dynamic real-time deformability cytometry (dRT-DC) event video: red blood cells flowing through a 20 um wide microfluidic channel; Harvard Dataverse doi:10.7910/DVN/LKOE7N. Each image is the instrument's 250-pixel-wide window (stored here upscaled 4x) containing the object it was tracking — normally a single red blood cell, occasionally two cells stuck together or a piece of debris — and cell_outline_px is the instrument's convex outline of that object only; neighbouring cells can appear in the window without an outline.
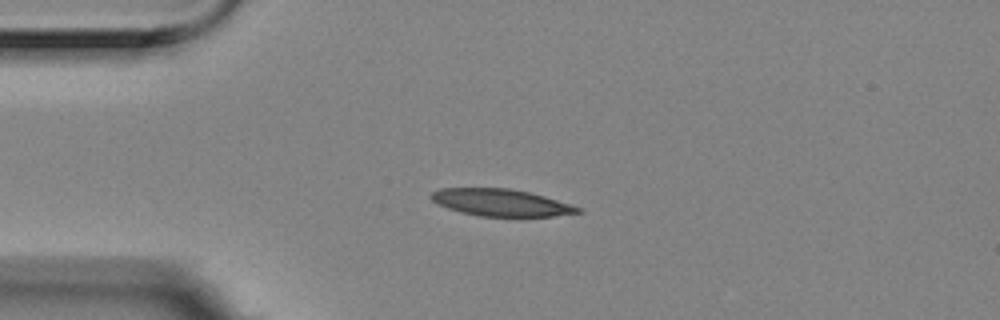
{"species": "Egyptian fruit bat (a non-hibernating species)", "species_latin": "Rousettus aegyptiacus", "temperature_condition": "room temperature", "stored_images_in_passage": 4, "camera_frame_rate_fps": 3000, "um_per_image_px": 0.085, "animal": {"sex": "female"}, "frame": {"image": 1, "passage_image": 3, "time_ms": 0.667, "image_size_px": [1000, 320], "cell_outline_px": [[584, 212], [552, 216], [480, 216], [460, 212], [436, 204], [428, 196], [432, 192], [440, 188], [508, 188], [528, 192], [544, 196], [572, 204], [584, 208]], "centroid_in_image_um": [42.59, 17.22], "position_along_channel_um": 42.4, "area_um2": 23.24}}